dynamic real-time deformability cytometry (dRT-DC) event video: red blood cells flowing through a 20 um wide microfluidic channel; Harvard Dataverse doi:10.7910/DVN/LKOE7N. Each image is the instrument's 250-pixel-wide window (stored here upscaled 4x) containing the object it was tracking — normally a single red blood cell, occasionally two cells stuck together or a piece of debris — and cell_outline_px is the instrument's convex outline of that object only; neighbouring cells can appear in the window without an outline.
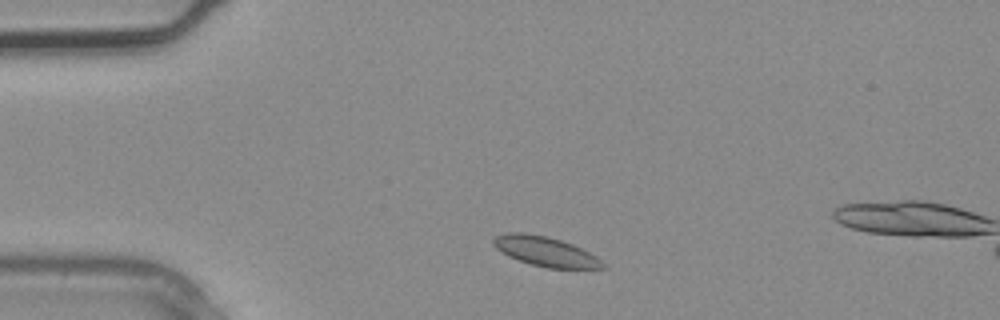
{"species": "common noctule bat (a hibernating species)", "species_latin": "Nyctalus noctula", "temperature_condition": "warm", "stored_images_in_passage": 2, "camera_frame_rate_fps": 3000, "um_per_image_px": 0.085, "animal": {"sex": "male", "body_mass_g": 20.4}, "frame": {"image": 1, "passage_image": 1, "time_ms": 0.0, "image_size_px": [1000, 320], "cell_outline_px": [[608, 268], [548, 268], [532, 264], [508, 256], [496, 248], [492, 244], [492, 240], [496, 236], [504, 232], [524, 232], [548, 236], [572, 244], [596, 256]], "centroid_in_image_um": [46.33, 21.35], "position_along_channel_um": 38.7, "area_um2": 18.79}}